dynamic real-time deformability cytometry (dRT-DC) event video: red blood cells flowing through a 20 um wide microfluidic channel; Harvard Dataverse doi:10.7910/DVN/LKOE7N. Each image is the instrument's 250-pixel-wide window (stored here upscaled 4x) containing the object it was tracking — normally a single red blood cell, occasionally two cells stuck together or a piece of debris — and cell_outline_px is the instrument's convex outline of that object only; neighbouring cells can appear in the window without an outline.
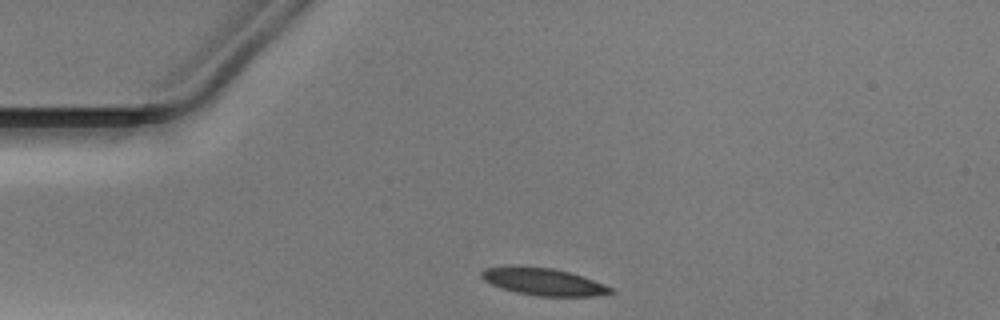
{"species": "Egyptian fruit bat (a non-hibernating species)", "species_latin": "Rousettus aegyptiacus", "temperature_condition": "warm", "stored_images_in_passage": 30, "camera_frame_rate_fps": 3000, "um_per_image_px": 0.085, "animal": {"sex": "male"}, "frame": {"image": 1, "passage_image": 1, "time_ms": 0.0, "image_size_px": [1000, 320], "cell_outline_px": [[612, 292], [596, 296], [540, 296], [516, 292], [492, 284], [484, 280], [480, 276], [480, 272], [484, 268], [508, 264], [520, 264], [552, 268], [568, 272], [604, 284], [612, 288]], "centroid_in_image_um": [46.09, 23.9], "position_along_channel_um": 38.9, "area_um2": 20.63}}
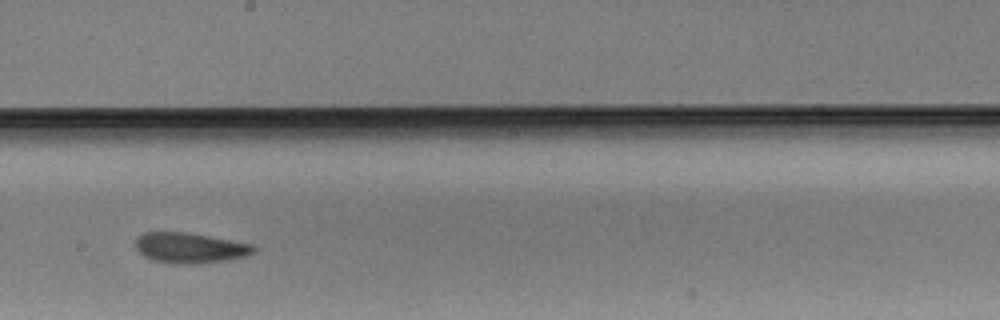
{"frame": {"image": 2, "passage_image": 18, "time_ms": 5.667, "image_size_px": [1000, 320], "cell_outline_px": [[256, 252], [244, 256], [224, 260], [196, 264], [172, 264], [156, 260], [144, 256], [136, 248], [136, 236], [144, 232], [184, 232], [208, 236], [252, 244], [256, 248]], "centroid_in_image_um": [16.12, 21.07], "position_along_channel_um": 232.1, "area_um2": 20.75}}
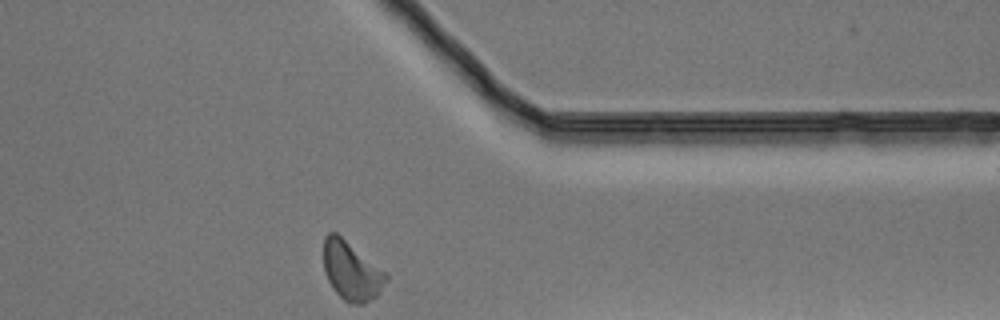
{"frame": {"image": 3, "passage_image": 30, "time_ms": 9.667, "image_size_px": [1000, 320], "cell_outline_px": [[388, 280], [376, 296], [364, 304], [352, 304], [344, 300], [332, 288], [324, 272], [324, 236], [328, 232], [336, 232], [384, 272], [388, 276]], "centroid_in_image_um": [29.84, 23.04], "position_along_channel_um": 381.6, "area_um2": 20.98}}